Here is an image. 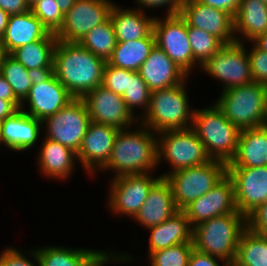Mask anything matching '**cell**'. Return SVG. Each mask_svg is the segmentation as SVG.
Segmentation results:
<instances>
[{
    "mask_svg": "<svg viewBox=\"0 0 267 266\" xmlns=\"http://www.w3.org/2000/svg\"><path fill=\"white\" fill-rule=\"evenodd\" d=\"M106 63L79 42L58 40L55 45L53 72L74 98L102 85Z\"/></svg>",
    "mask_w": 267,
    "mask_h": 266,
    "instance_id": "1",
    "label": "cell"
},
{
    "mask_svg": "<svg viewBox=\"0 0 267 266\" xmlns=\"http://www.w3.org/2000/svg\"><path fill=\"white\" fill-rule=\"evenodd\" d=\"M137 125V129L131 127L119 130L110 158L100 171L112 170L113 177L155 174L154 170L158 168L157 133L141 123Z\"/></svg>",
    "mask_w": 267,
    "mask_h": 266,
    "instance_id": "2",
    "label": "cell"
},
{
    "mask_svg": "<svg viewBox=\"0 0 267 266\" xmlns=\"http://www.w3.org/2000/svg\"><path fill=\"white\" fill-rule=\"evenodd\" d=\"M246 229V216L239 211L213 217L193 227V247L231 262L236 258L240 236Z\"/></svg>",
    "mask_w": 267,
    "mask_h": 266,
    "instance_id": "3",
    "label": "cell"
},
{
    "mask_svg": "<svg viewBox=\"0 0 267 266\" xmlns=\"http://www.w3.org/2000/svg\"><path fill=\"white\" fill-rule=\"evenodd\" d=\"M187 83L151 91L149 109L139 122L155 133L192 127L195 108L189 104Z\"/></svg>",
    "mask_w": 267,
    "mask_h": 266,
    "instance_id": "4",
    "label": "cell"
},
{
    "mask_svg": "<svg viewBox=\"0 0 267 266\" xmlns=\"http://www.w3.org/2000/svg\"><path fill=\"white\" fill-rule=\"evenodd\" d=\"M214 103L239 130L264 125L267 106V85L249 84L222 90Z\"/></svg>",
    "mask_w": 267,
    "mask_h": 266,
    "instance_id": "5",
    "label": "cell"
},
{
    "mask_svg": "<svg viewBox=\"0 0 267 266\" xmlns=\"http://www.w3.org/2000/svg\"><path fill=\"white\" fill-rule=\"evenodd\" d=\"M211 159L229 163L234 157L240 130L213 104L194 110L191 127Z\"/></svg>",
    "mask_w": 267,
    "mask_h": 266,
    "instance_id": "6",
    "label": "cell"
},
{
    "mask_svg": "<svg viewBox=\"0 0 267 266\" xmlns=\"http://www.w3.org/2000/svg\"><path fill=\"white\" fill-rule=\"evenodd\" d=\"M227 175V163L212 159L206 164L192 166L169 173V182L178 210L206 194Z\"/></svg>",
    "mask_w": 267,
    "mask_h": 266,
    "instance_id": "7",
    "label": "cell"
},
{
    "mask_svg": "<svg viewBox=\"0 0 267 266\" xmlns=\"http://www.w3.org/2000/svg\"><path fill=\"white\" fill-rule=\"evenodd\" d=\"M157 150L158 166L162 161L170 165V171L161 173L163 178L174 171L206 164L212 160L191 127L157 133Z\"/></svg>",
    "mask_w": 267,
    "mask_h": 266,
    "instance_id": "8",
    "label": "cell"
},
{
    "mask_svg": "<svg viewBox=\"0 0 267 266\" xmlns=\"http://www.w3.org/2000/svg\"><path fill=\"white\" fill-rule=\"evenodd\" d=\"M245 43L225 44L211 56L201 67L210 78L219 80L223 89L249 84L253 82L248 49ZM246 46V47H245ZM204 70V71H203Z\"/></svg>",
    "mask_w": 267,
    "mask_h": 266,
    "instance_id": "9",
    "label": "cell"
},
{
    "mask_svg": "<svg viewBox=\"0 0 267 266\" xmlns=\"http://www.w3.org/2000/svg\"><path fill=\"white\" fill-rule=\"evenodd\" d=\"M90 116L81 98H74L55 114L42 120L45 136L78 152L90 124Z\"/></svg>",
    "mask_w": 267,
    "mask_h": 266,
    "instance_id": "10",
    "label": "cell"
},
{
    "mask_svg": "<svg viewBox=\"0 0 267 266\" xmlns=\"http://www.w3.org/2000/svg\"><path fill=\"white\" fill-rule=\"evenodd\" d=\"M165 18L155 17L153 33L155 44L182 69L191 75L195 66L199 64L194 60L190 41L188 39V26L180 14L165 15Z\"/></svg>",
    "mask_w": 267,
    "mask_h": 266,
    "instance_id": "11",
    "label": "cell"
},
{
    "mask_svg": "<svg viewBox=\"0 0 267 266\" xmlns=\"http://www.w3.org/2000/svg\"><path fill=\"white\" fill-rule=\"evenodd\" d=\"M152 175L153 173L125 174L112 177L106 200L111 212L132 219L145 202L151 187L161 178V175Z\"/></svg>",
    "mask_w": 267,
    "mask_h": 266,
    "instance_id": "12",
    "label": "cell"
},
{
    "mask_svg": "<svg viewBox=\"0 0 267 266\" xmlns=\"http://www.w3.org/2000/svg\"><path fill=\"white\" fill-rule=\"evenodd\" d=\"M112 0H77L64 15L55 36L60 41L80 42L95 26L106 22L113 7Z\"/></svg>",
    "mask_w": 267,
    "mask_h": 266,
    "instance_id": "13",
    "label": "cell"
},
{
    "mask_svg": "<svg viewBox=\"0 0 267 266\" xmlns=\"http://www.w3.org/2000/svg\"><path fill=\"white\" fill-rule=\"evenodd\" d=\"M74 97L57 79L54 72L36 75L26 98L21 102L20 109L36 119L55 114L65 107ZM28 105V110L26 107Z\"/></svg>",
    "mask_w": 267,
    "mask_h": 266,
    "instance_id": "14",
    "label": "cell"
},
{
    "mask_svg": "<svg viewBox=\"0 0 267 266\" xmlns=\"http://www.w3.org/2000/svg\"><path fill=\"white\" fill-rule=\"evenodd\" d=\"M81 99L86 105L92 122L114 126L120 130L131 128L139 123V119L127 108L122 96L103 85L89 91Z\"/></svg>",
    "mask_w": 267,
    "mask_h": 266,
    "instance_id": "15",
    "label": "cell"
},
{
    "mask_svg": "<svg viewBox=\"0 0 267 266\" xmlns=\"http://www.w3.org/2000/svg\"><path fill=\"white\" fill-rule=\"evenodd\" d=\"M227 176L234 185L237 211L243 215L267 202V166L227 167Z\"/></svg>",
    "mask_w": 267,
    "mask_h": 266,
    "instance_id": "16",
    "label": "cell"
},
{
    "mask_svg": "<svg viewBox=\"0 0 267 266\" xmlns=\"http://www.w3.org/2000/svg\"><path fill=\"white\" fill-rule=\"evenodd\" d=\"M179 14L188 27L202 29L224 44L236 42L234 17L224 10L204 5L197 0H184Z\"/></svg>",
    "mask_w": 267,
    "mask_h": 266,
    "instance_id": "17",
    "label": "cell"
},
{
    "mask_svg": "<svg viewBox=\"0 0 267 266\" xmlns=\"http://www.w3.org/2000/svg\"><path fill=\"white\" fill-rule=\"evenodd\" d=\"M119 130L114 126L90 122L76 153L77 163H81L88 175L94 177L96 171L107 163Z\"/></svg>",
    "mask_w": 267,
    "mask_h": 266,
    "instance_id": "18",
    "label": "cell"
},
{
    "mask_svg": "<svg viewBox=\"0 0 267 266\" xmlns=\"http://www.w3.org/2000/svg\"><path fill=\"white\" fill-rule=\"evenodd\" d=\"M183 211L192 227L216 216L235 213L237 208L232 180L226 175L206 194L187 205Z\"/></svg>",
    "mask_w": 267,
    "mask_h": 266,
    "instance_id": "19",
    "label": "cell"
},
{
    "mask_svg": "<svg viewBox=\"0 0 267 266\" xmlns=\"http://www.w3.org/2000/svg\"><path fill=\"white\" fill-rule=\"evenodd\" d=\"M42 120L19 109L11 117L0 121V142L7 149L24 152L34 148L42 129Z\"/></svg>",
    "mask_w": 267,
    "mask_h": 266,
    "instance_id": "20",
    "label": "cell"
},
{
    "mask_svg": "<svg viewBox=\"0 0 267 266\" xmlns=\"http://www.w3.org/2000/svg\"><path fill=\"white\" fill-rule=\"evenodd\" d=\"M177 211L171 186L161 177L151 187L145 202L132 220L147 230L163 223Z\"/></svg>",
    "mask_w": 267,
    "mask_h": 266,
    "instance_id": "21",
    "label": "cell"
},
{
    "mask_svg": "<svg viewBox=\"0 0 267 266\" xmlns=\"http://www.w3.org/2000/svg\"><path fill=\"white\" fill-rule=\"evenodd\" d=\"M138 72L150 91L178 85L190 77L156 44Z\"/></svg>",
    "mask_w": 267,
    "mask_h": 266,
    "instance_id": "22",
    "label": "cell"
},
{
    "mask_svg": "<svg viewBox=\"0 0 267 266\" xmlns=\"http://www.w3.org/2000/svg\"><path fill=\"white\" fill-rule=\"evenodd\" d=\"M37 167L41 175L47 179L70 180L75 170L76 153L58 142L44 137L42 146L39 145Z\"/></svg>",
    "mask_w": 267,
    "mask_h": 266,
    "instance_id": "23",
    "label": "cell"
},
{
    "mask_svg": "<svg viewBox=\"0 0 267 266\" xmlns=\"http://www.w3.org/2000/svg\"><path fill=\"white\" fill-rule=\"evenodd\" d=\"M49 32L31 10L10 15L0 46L4 53L10 54L18 47L43 39Z\"/></svg>",
    "mask_w": 267,
    "mask_h": 266,
    "instance_id": "24",
    "label": "cell"
},
{
    "mask_svg": "<svg viewBox=\"0 0 267 266\" xmlns=\"http://www.w3.org/2000/svg\"><path fill=\"white\" fill-rule=\"evenodd\" d=\"M155 15L150 17L136 7L123 8L115 2L110 12L117 42L132 41L146 36H154Z\"/></svg>",
    "mask_w": 267,
    "mask_h": 266,
    "instance_id": "25",
    "label": "cell"
},
{
    "mask_svg": "<svg viewBox=\"0 0 267 266\" xmlns=\"http://www.w3.org/2000/svg\"><path fill=\"white\" fill-rule=\"evenodd\" d=\"M147 230L150 231L148 255L175 245L193 242V227L183 210H178L163 223Z\"/></svg>",
    "mask_w": 267,
    "mask_h": 266,
    "instance_id": "26",
    "label": "cell"
},
{
    "mask_svg": "<svg viewBox=\"0 0 267 266\" xmlns=\"http://www.w3.org/2000/svg\"><path fill=\"white\" fill-rule=\"evenodd\" d=\"M267 166V128L240 130L237 150L227 167Z\"/></svg>",
    "mask_w": 267,
    "mask_h": 266,
    "instance_id": "27",
    "label": "cell"
},
{
    "mask_svg": "<svg viewBox=\"0 0 267 266\" xmlns=\"http://www.w3.org/2000/svg\"><path fill=\"white\" fill-rule=\"evenodd\" d=\"M266 31L267 4L261 0H241L234 17L236 42H252Z\"/></svg>",
    "mask_w": 267,
    "mask_h": 266,
    "instance_id": "28",
    "label": "cell"
},
{
    "mask_svg": "<svg viewBox=\"0 0 267 266\" xmlns=\"http://www.w3.org/2000/svg\"><path fill=\"white\" fill-rule=\"evenodd\" d=\"M58 39L49 32L43 39L23 45L10 55L19 61L28 71L44 75L53 71L54 49Z\"/></svg>",
    "mask_w": 267,
    "mask_h": 266,
    "instance_id": "29",
    "label": "cell"
},
{
    "mask_svg": "<svg viewBox=\"0 0 267 266\" xmlns=\"http://www.w3.org/2000/svg\"><path fill=\"white\" fill-rule=\"evenodd\" d=\"M155 45V36H146L132 41L117 42L112 56L107 61L111 66L139 71Z\"/></svg>",
    "mask_w": 267,
    "mask_h": 266,
    "instance_id": "30",
    "label": "cell"
},
{
    "mask_svg": "<svg viewBox=\"0 0 267 266\" xmlns=\"http://www.w3.org/2000/svg\"><path fill=\"white\" fill-rule=\"evenodd\" d=\"M36 251L40 266H85L100 250L50 245Z\"/></svg>",
    "mask_w": 267,
    "mask_h": 266,
    "instance_id": "31",
    "label": "cell"
},
{
    "mask_svg": "<svg viewBox=\"0 0 267 266\" xmlns=\"http://www.w3.org/2000/svg\"><path fill=\"white\" fill-rule=\"evenodd\" d=\"M235 261L242 266H267V235L246 229L240 236Z\"/></svg>",
    "mask_w": 267,
    "mask_h": 266,
    "instance_id": "32",
    "label": "cell"
},
{
    "mask_svg": "<svg viewBox=\"0 0 267 266\" xmlns=\"http://www.w3.org/2000/svg\"><path fill=\"white\" fill-rule=\"evenodd\" d=\"M0 73L11 86L15 97L22 102L28 95L36 74L28 71L19 61L6 53L1 58Z\"/></svg>",
    "mask_w": 267,
    "mask_h": 266,
    "instance_id": "33",
    "label": "cell"
},
{
    "mask_svg": "<svg viewBox=\"0 0 267 266\" xmlns=\"http://www.w3.org/2000/svg\"><path fill=\"white\" fill-rule=\"evenodd\" d=\"M79 43L94 55L107 62L112 56L117 43L110 18L90 30Z\"/></svg>",
    "mask_w": 267,
    "mask_h": 266,
    "instance_id": "34",
    "label": "cell"
},
{
    "mask_svg": "<svg viewBox=\"0 0 267 266\" xmlns=\"http://www.w3.org/2000/svg\"><path fill=\"white\" fill-rule=\"evenodd\" d=\"M188 39L193 58L199 66H202L225 45L216 36L196 27H188Z\"/></svg>",
    "mask_w": 267,
    "mask_h": 266,
    "instance_id": "35",
    "label": "cell"
},
{
    "mask_svg": "<svg viewBox=\"0 0 267 266\" xmlns=\"http://www.w3.org/2000/svg\"><path fill=\"white\" fill-rule=\"evenodd\" d=\"M150 93L146 82L142 79L138 71L130 70V78L128 89L123 94L122 98L125 101L127 108L134 116L140 119L149 109ZM135 108L142 110V114L135 115Z\"/></svg>",
    "mask_w": 267,
    "mask_h": 266,
    "instance_id": "36",
    "label": "cell"
},
{
    "mask_svg": "<svg viewBox=\"0 0 267 266\" xmlns=\"http://www.w3.org/2000/svg\"><path fill=\"white\" fill-rule=\"evenodd\" d=\"M193 249V242H187L152 252L147 258L151 266H188Z\"/></svg>",
    "mask_w": 267,
    "mask_h": 266,
    "instance_id": "37",
    "label": "cell"
},
{
    "mask_svg": "<svg viewBox=\"0 0 267 266\" xmlns=\"http://www.w3.org/2000/svg\"><path fill=\"white\" fill-rule=\"evenodd\" d=\"M31 11L52 33H56L63 24L64 14L55 0H40Z\"/></svg>",
    "mask_w": 267,
    "mask_h": 266,
    "instance_id": "38",
    "label": "cell"
},
{
    "mask_svg": "<svg viewBox=\"0 0 267 266\" xmlns=\"http://www.w3.org/2000/svg\"><path fill=\"white\" fill-rule=\"evenodd\" d=\"M130 70L118 68L106 63L102 85L114 93L123 96L128 89Z\"/></svg>",
    "mask_w": 267,
    "mask_h": 266,
    "instance_id": "39",
    "label": "cell"
},
{
    "mask_svg": "<svg viewBox=\"0 0 267 266\" xmlns=\"http://www.w3.org/2000/svg\"><path fill=\"white\" fill-rule=\"evenodd\" d=\"M23 251L17 249V247L7 246L0 252V266H40L36 249H30L28 252ZM28 257H31L33 261L37 262L36 265Z\"/></svg>",
    "mask_w": 267,
    "mask_h": 266,
    "instance_id": "40",
    "label": "cell"
},
{
    "mask_svg": "<svg viewBox=\"0 0 267 266\" xmlns=\"http://www.w3.org/2000/svg\"><path fill=\"white\" fill-rule=\"evenodd\" d=\"M248 51L253 81L267 85V52L260 50L253 42Z\"/></svg>",
    "mask_w": 267,
    "mask_h": 266,
    "instance_id": "41",
    "label": "cell"
},
{
    "mask_svg": "<svg viewBox=\"0 0 267 266\" xmlns=\"http://www.w3.org/2000/svg\"><path fill=\"white\" fill-rule=\"evenodd\" d=\"M247 229L253 233L267 235V202L257 206L246 216Z\"/></svg>",
    "mask_w": 267,
    "mask_h": 266,
    "instance_id": "42",
    "label": "cell"
},
{
    "mask_svg": "<svg viewBox=\"0 0 267 266\" xmlns=\"http://www.w3.org/2000/svg\"><path fill=\"white\" fill-rule=\"evenodd\" d=\"M108 250H100L85 266H106L109 265L112 262H117V263H129L133 262V256L128 253L124 252H113ZM118 253V254H116ZM131 260V261H130Z\"/></svg>",
    "mask_w": 267,
    "mask_h": 266,
    "instance_id": "43",
    "label": "cell"
},
{
    "mask_svg": "<svg viewBox=\"0 0 267 266\" xmlns=\"http://www.w3.org/2000/svg\"><path fill=\"white\" fill-rule=\"evenodd\" d=\"M137 5V9L144 12L146 9H157L165 7L166 15L178 14L184 0H134Z\"/></svg>",
    "mask_w": 267,
    "mask_h": 266,
    "instance_id": "44",
    "label": "cell"
},
{
    "mask_svg": "<svg viewBox=\"0 0 267 266\" xmlns=\"http://www.w3.org/2000/svg\"><path fill=\"white\" fill-rule=\"evenodd\" d=\"M221 262L222 264L220 265ZM188 266H229V262L193 249L188 261Z\"/></svg>",
    "mask_w": 267,
    "mask_h": 266,
    "instance_id": "45",
    "label": "cell"
},
{
    "mask_svg": "<svg viewBox=\"0 0 267 266\" xmlns=\"http://www.w3.org/2000/svg\"><path fill=\"white\" fill-rule=\"evenodd\" d=\"M200 3L221 9L235 17L239 9L241 0H197Z\"/></svg>",
    "mask_w": 267,
    "mask_h": 266,
    "instance_id": "46",
    "label": "cell"
},
{
    "mask_svg": "<svg viewBox=\"0 0 267 266\" xmlns=\"http://www.w3.org/2000/svg\"><path fill=\"white\" fill-rule=\"evenodd\" d=\"M0 8L9 16L26 13L31 10L26 0H0Z\"/></svg>",
    "mask_w": 267,
    "mask_h": 266,
    "instance_id": "47",
    "label": "cell"
},
{
    "mask_svg": "<svg viewBox=\"0 0 267 266\" xmlns=\"http://www.w3.org/2000/svg\"><path fill=\"white\" fill-rule=\"evenodd\" d=\"M20 101H7L0 99V121L11 117L20 109Z\"/></svg>",
    "mask_w": 267,
    "mask_h": 266,
    "instance_id": "48",
    "label": "cell"
},
{
    "mask_svg": "<svg viewBox=\"0 0 267 266\" xmlns=\"http://www.w3.org/2000/svg\"><path fill=\"white\" fill-rule=\"evenodd\" d=\"M0 99L7 101H19L13 91L9 83L5 80L3 75L0 73Z\"/></svg>",
    "mask_w": 267,
    "mask_h": 266,
    "instance_id": "49",
    "label": "cell"
},
{
    "mask_svg": "<svg viewBox=\"0 0 267 266\" xmlns=\"http://www.w3.org/2000/svg\"><path fill=\"white\" fill-rule=\"evenodd\" d=\"M260 50L267 52V31L252 41Z\"/></svg>",
    "mask_w": 267,
    "mask_h": 266,
    "instance_id": "50",
    "label": "cell"
},
{
    "mask_svg": "<svg viewBox=\"0 0 267 266\" xmlns=\"http://www.w3.org/2000/svg\"><path fill=\"white\" fill-rule=\"evenodd\" d=\"M8 20H9V15L0 8V39L5 33Z\"/></svg>",
    "mask_w": 267,
    "mask_h": 266,
    "instance_id": "51",
    "label": "cell"
},
{
    "mask_svg": "<svg viewBox=\"0 0 267 266\" xmlns=\"http://www.w3.org/2000/svg\"><path fill=\"white\" fill-rule=\"evenodd\" d=\"M55 1L57 2L61 12L65 15L77 0H55Z\"/></svg>",
    "mask_w": 267,
    "mask_h": 266,
    "instance_id": "52",
    "label": "cell"
},
{
    "mask_svg": "<svg viewBox=\"0 0 267 266\" xmlns=\"http://www.w3.org/2000/svg\"><path fill=\"white\" fill-rule=\"evenodd\" d=\"M40 0H26L27 5L29 6V8L31 9L32 7H34Z\"/></svg>",
    "mask_w": 267,
    "mask_h": 266,
    "instance_id": "53",
    "label": "cell"
},
{
    "mask_svg": "<svg viewBox=\"0 0 267 266\" xmlns=\"http://www.w3.org/2000/svg\"><path fill=\"white\" fill-rule=\"evenodd\" d=\"M229 266H242L239 263H237L235 260L229 262Z\"/></svg>",
    "mask_w": 267,
    "mask_h": 266,
    "instance_id": "54",
    "label": "cell"
},
{
    "mask_svg": "<svg viewBox=\"0 0 267 266\" xmlns=\"http://www.w3.org/2000/svg\"><path fill=\"white\" fill-rule=\"evenodd\" d=\"M265 128H267V106H266V117H265V121H264V125Z\"/></svg>",
    "mask_w": 267,
    "mask_h": 266,
    "instance_id": "55",
    "label": "cell"
},
{
    "mask_svg": "<svg viewBox=\"0 0 267 266\" xmlns=\"http://www.w3.org/2000/svg\"><path fill=\"white\" fill-rule=\"evenodd\" d=\"M3 54H4V52L2 50V47L0 46V62H1V58H2Z\"/></svg>",
    "mask_w": 267,
    "mask_h": 266,
    "instance_id": "56",
    "label": "cell"
}]
</instances>
